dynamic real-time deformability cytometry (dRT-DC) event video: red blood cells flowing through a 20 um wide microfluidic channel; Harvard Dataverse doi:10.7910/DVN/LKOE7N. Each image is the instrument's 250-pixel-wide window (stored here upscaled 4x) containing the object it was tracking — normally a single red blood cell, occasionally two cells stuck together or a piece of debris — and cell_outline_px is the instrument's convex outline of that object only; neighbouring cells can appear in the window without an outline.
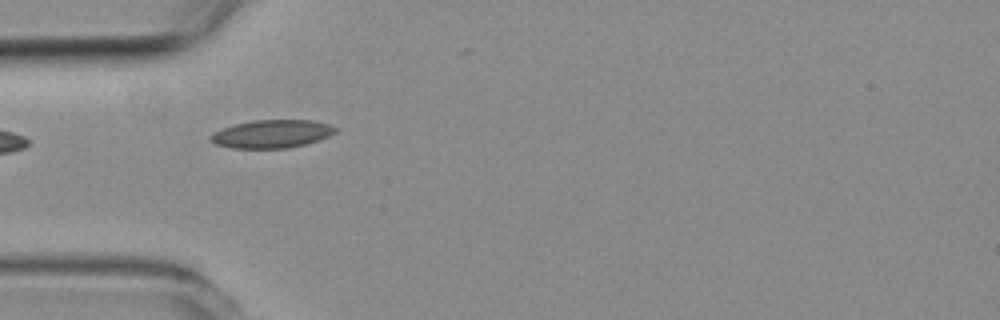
{"species": "common noctule bat (a hibernating species)", "species_latin": "Nyctalus noctula", "temperature_condition": "room temperature", "stored_images_in_passage": 4, "camera_frame_rate_fps": 3000, "um_per_image_px": 0.085, "animal": {"sex": "female", "body_mass_g": 19.3, "forearm_length_mm": 54.1}, "frame": {"image": 1, "passage_image": 2, "time_ms": 1.333, "image_size_px": [1000, 320], "cell_outline_px": [[336, 132], [328, 136], [304, 144], [288, 148], [232, 148], [216, 144], [208, 140], [208, 136], [212, 132], [236, 124], [252, 120], [312, 120], [328, 124], [336, 128]], "centroid_in_image_um": [23.05, 11.38], "position_along_channel_um": 62.0, "area_um2": 20.29}}
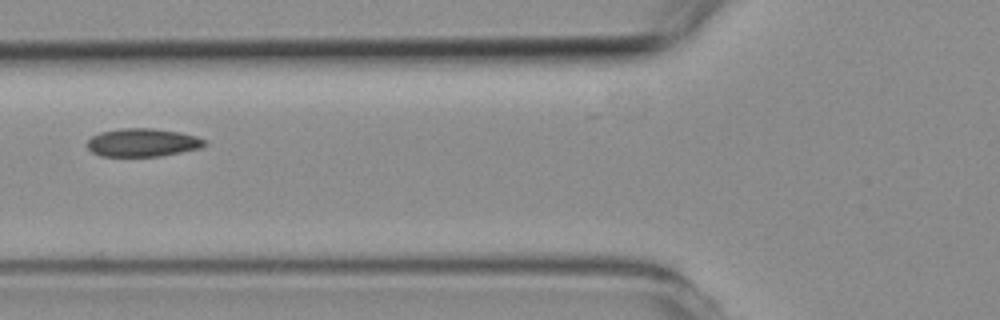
{"frame": {"image": 2, "passage_image": 3, "time_ms": 2.667, "image_size_px": [1000, 320], "cell_outline_px": [[208, 144], [200, 148], [160, 156], [100, 156], [92, 152], [88, 148], [88, 140], [92, 136], [100, 132], [120, 128], [152, 128], [180, 132], [196, 136], [204, 140]], "centroid_in_image_um": [12.12, 12.11], "position_along_channel_um": 113.7, "area_um2": 19.25}}
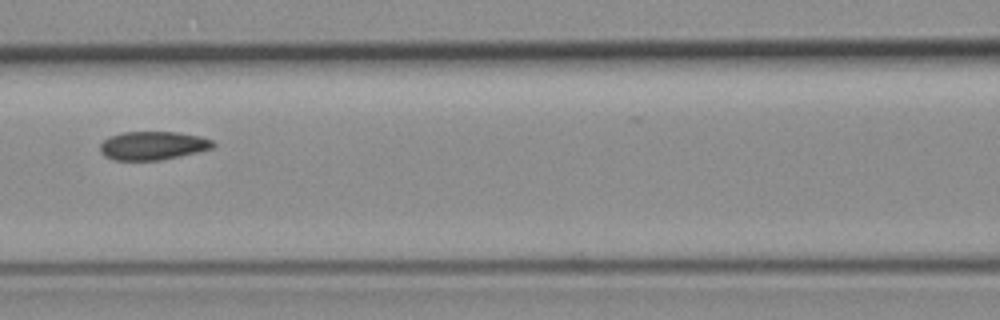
{"frame": {"image": 3, "passage_image": 4, "time_ms": 3.667, "image_size_px": [1000, 320], "cell_outline_px": [[216, 144], [212, 148], [180, 156], [160, 160], [112, 160], [104, 156], [100, 152], [100, 144], [108, 136], [124, 132], [176, 132], [200, 136], [212, 140]], "centroid_in_image_um": [12.96, 12.38], "position_along_channel_um": 153.6, "area_um2": 18.79}}